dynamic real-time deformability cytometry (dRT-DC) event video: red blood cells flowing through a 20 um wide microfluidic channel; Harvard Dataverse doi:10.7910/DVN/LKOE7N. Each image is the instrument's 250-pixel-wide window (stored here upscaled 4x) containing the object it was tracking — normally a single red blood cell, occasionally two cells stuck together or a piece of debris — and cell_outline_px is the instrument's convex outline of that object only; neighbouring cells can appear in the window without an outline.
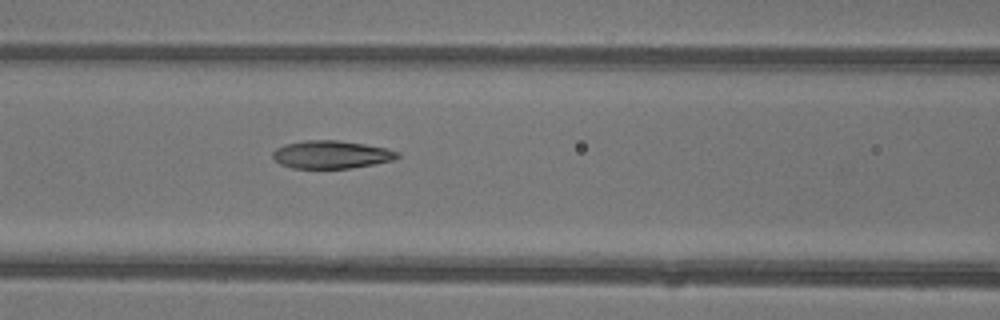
{"species": "common noctule bat (a hibernating species)", "species_latin": "Nyctalus noctula", "temperature_condition": "warm", "stored_images_in_passage": 5, "camera_frame_rate_fps": 3000, "um_per_image_px": 0.085, "animal": {"sex": "female"}, "frame": {"image": 1, "passage_image": 5, "time_ms": 1.333, "image_size_px": [1000, 320], "cell_outline_px": [[400, 156], [392, 160], [352, 168], [292, 168], [280, 164], [272, 156], [272, 152], [276, 148], [284, 144], [304, 140], [336, 140], [364, 144], [384, 148], [400, 152]], "centroid_in_image_um": [28.12, 13.13], "position_along_channel_um": 138.5, "area_um2": 20.17}}